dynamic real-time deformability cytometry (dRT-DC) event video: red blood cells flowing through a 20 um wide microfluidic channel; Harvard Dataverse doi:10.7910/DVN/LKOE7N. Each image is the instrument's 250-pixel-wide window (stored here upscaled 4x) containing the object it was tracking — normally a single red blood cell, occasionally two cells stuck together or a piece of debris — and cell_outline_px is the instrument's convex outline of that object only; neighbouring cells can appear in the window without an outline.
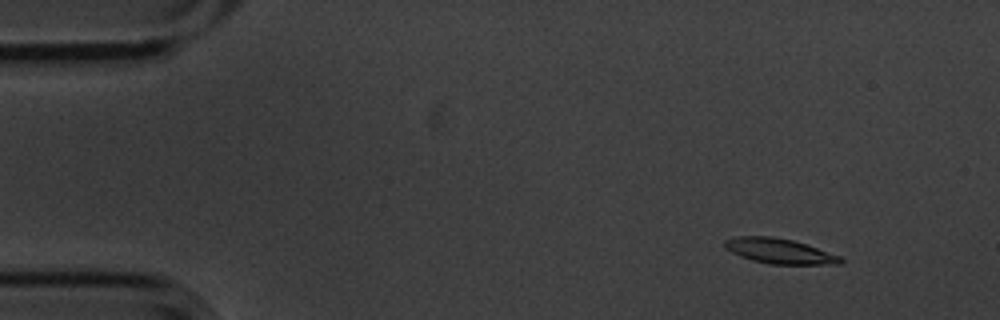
{"species": "common noctule bat (a hibernating species)", "species_latin": "Nyctalus noctula", "temperature_condition": "cold", "stored_images_in_passage": 3, "camera_frame_rate_fps": 3000, "um_per_image_px": 0.085, "animal": {"sex": "male", "body_mass_g": 20.1, "forearm_length_mm": 53.5}, "frame": {"image": 1, "passage_image": 1, "time_ms": 0.0, "image_size_px": [1000, 320], "cell_outline_px": [[844, 260], [840, 264], [768, 264], [752, 260], [740, 256], [724, 248], [724, 240], [736, 236], [772, 236], [792, 240], [840, 256]], "centroid_in_image_um": [66.2, 21.34], "position_along_channel_um": 18.8, "area_um2": 16.82}}
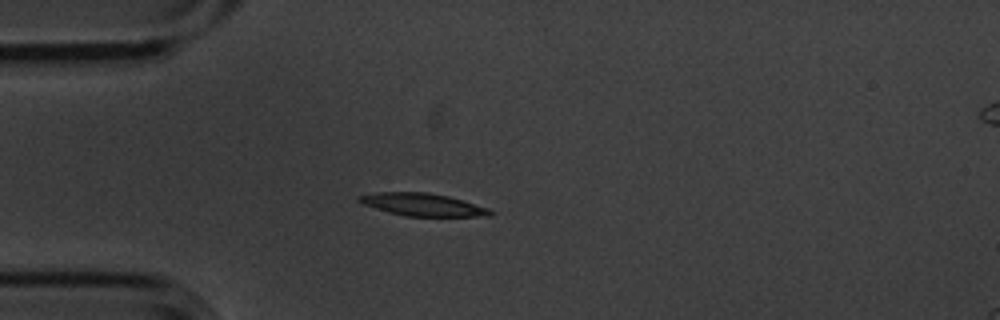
{"frame": {"image": 2, "passage_image": 3, "time_ms": 0.667, "image_size_px": [1000, 320], "cell_outline_px": [[496, 212], [492, 216], [404, 216], [388, 212], [364, 204], [356, 200], [356, 196], [376, 192], [424, 192], [448, 196], [488, 208]], "centroid_in_image_um": [35.92, 17.39], "position_along_channel_um": 49.1, "area_um2": 17.22}}